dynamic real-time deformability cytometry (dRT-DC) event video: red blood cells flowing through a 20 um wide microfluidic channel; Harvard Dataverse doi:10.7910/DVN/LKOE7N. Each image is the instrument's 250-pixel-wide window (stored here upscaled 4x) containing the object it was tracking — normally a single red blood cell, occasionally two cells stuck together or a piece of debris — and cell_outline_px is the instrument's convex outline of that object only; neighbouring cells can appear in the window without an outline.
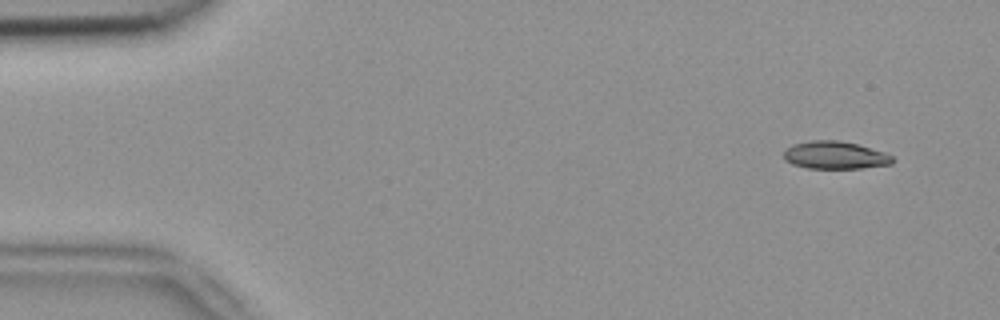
{"species": "common noctule bat (a hibernating species)", "species_latin": "Nyctalus noctula", "temperature_condition": "room temperature", "stored_images_in_passage": 4, "camera_frame_rate_fps": 3000, "um_per_image_px": 0.085, "animal": {"sex": "female", "body_mass_g": 18.4}, "frame": {"image": 1, "passage_image": 1, "time_ms": 0.0, "image_size_px": [1000, 320], "cell_outline_px": [[892, 164], [860, 168], [808, 168], [792, 164], [784, 160], [784, 152], [792, 144], [812, 140], [840, 140], [856, 144], [884, 152], [892, 156]], "centroid_in_image_um": [70.95, 13.19], "position_along_channel_um": 14.1, "area_um2": 17.4}}
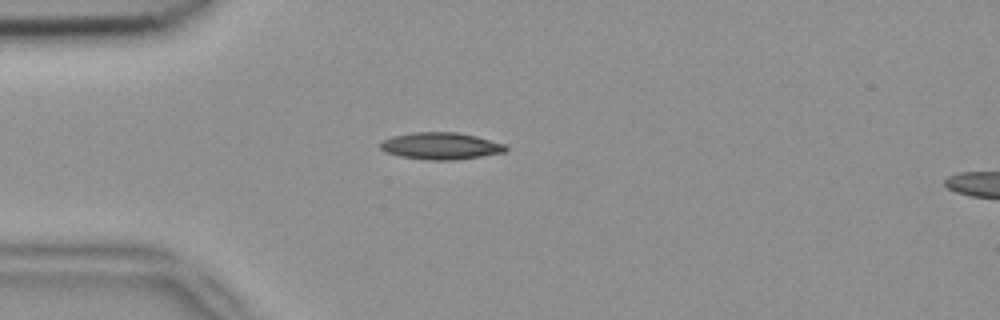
{"frame": {"image": 2, "passage_image": 4, "time_ms": 1.0, "image_size_px": [1000, 320], "cell_outline_px": [[508, 148], [504, 152], [456, 160], [424, 160], [400, 156], [384, 152], [380, 148], [380, 140], [392, 136], [412, 132], [456, 132], [476, 136], [504, 144]], "centroid_in_image_um": [37.4, 12.4], "position_along_channel_um": 47.6, "area_um2": 19.77}}